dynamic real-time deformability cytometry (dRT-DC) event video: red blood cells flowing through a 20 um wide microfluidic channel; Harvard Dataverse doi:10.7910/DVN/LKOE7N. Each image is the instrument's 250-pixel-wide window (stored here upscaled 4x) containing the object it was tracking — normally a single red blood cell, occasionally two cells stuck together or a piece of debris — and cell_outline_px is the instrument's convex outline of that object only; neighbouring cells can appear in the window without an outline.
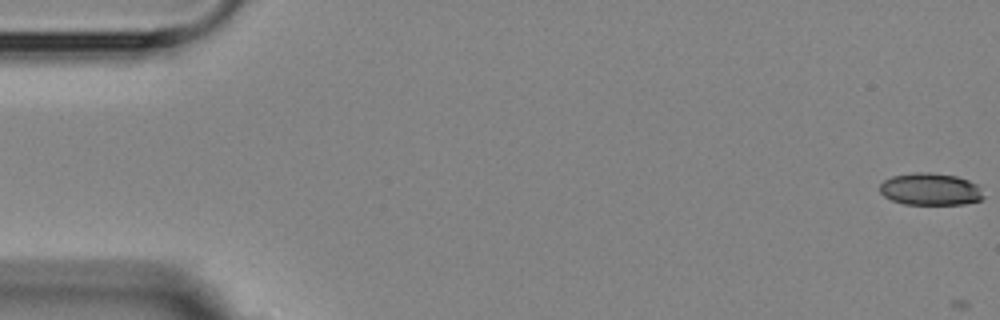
{"species": "Egyptian fruit bat (a non-hibernating species)", "species_latin": "Rousettus aegyptiacus", "temperature_condition": "room temperature", "stored_images_in_passage": 5, "camera_frame_rate_fps": 3000, "um_per_image_px": 0.085, "animal": {"sex": "female"}, "frame": {"image": 1, "passage_image": 1, "time_ms": 0.0, "image_size_px": [1000, 320], "cell_outline_px": [[984, 196], [980, 200], [964, 204], [904, 204], [892, 200], [884, 196], [880, 192], [880, 184], [884, 180], [892, 176], [912, 172], [932, 172], [956, 176], [968, 180], [976, 184]], "centroid_in_image_um": [79.05, 16.07], "position_along_channel_um": 5.9, "area_um2": 19.42}}